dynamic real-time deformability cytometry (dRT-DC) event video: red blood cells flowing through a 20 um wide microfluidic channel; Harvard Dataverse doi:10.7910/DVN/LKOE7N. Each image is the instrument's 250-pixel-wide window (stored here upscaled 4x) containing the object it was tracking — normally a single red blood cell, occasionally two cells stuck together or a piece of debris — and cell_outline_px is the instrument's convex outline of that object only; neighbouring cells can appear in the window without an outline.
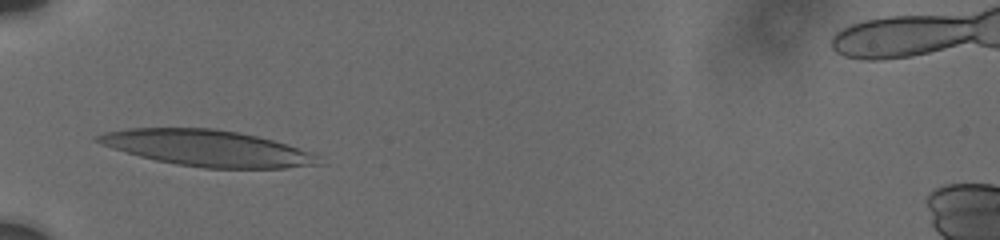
{"species": "human", "species_latin": "Homo sapiens", "temperature_condition": "cold", "stored_images_in_passage": 8, "camera_frame_rate_fps": 3000, "um_per_image_px": 0.085, "donor": {"sex": "male"}, "frame": {"image": 1, "passage_image": 1, "time_ms": 0.0, "image_size_px": [1000, 240], "cell_outline_px": [[324, 164], [284, 168], [204, 168], [176, 164], [156, 160], [140, 156], [100, 144], [96, 140], [96, 136], [104, 132], [128, 128], [216, 128], [256, 136], [272, 140], [312, 152]], "centroid_in_image_um": [17.63, 12.59], "position_along_channel_um": 67.4, "area_um2": 46.12}}
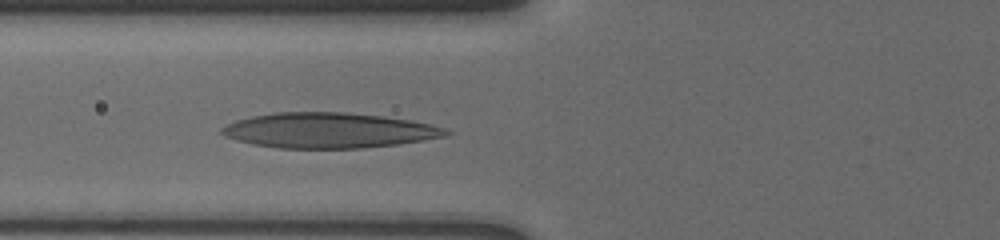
{"frame": {"image": 2, "passage_image": 5, "time_ms": 1.0, "image_size_px": [1000, 240], "cell_outline_px": [[452, 132], [444, 136], [424, 140], [396, 144], [360, 148], [276, 148], [252, 144], [236, 140], [224, 136], [220, 132], [220, 128], [236, 120], [252, 116], [276, 112], [344, 112], [380, 116], [408, 120], [428, 124], [444, 128]], "centroid_in_image_um": [27.88, 11.09], "position_along_channel_um": 97.9, "area_um2": 45.78}}